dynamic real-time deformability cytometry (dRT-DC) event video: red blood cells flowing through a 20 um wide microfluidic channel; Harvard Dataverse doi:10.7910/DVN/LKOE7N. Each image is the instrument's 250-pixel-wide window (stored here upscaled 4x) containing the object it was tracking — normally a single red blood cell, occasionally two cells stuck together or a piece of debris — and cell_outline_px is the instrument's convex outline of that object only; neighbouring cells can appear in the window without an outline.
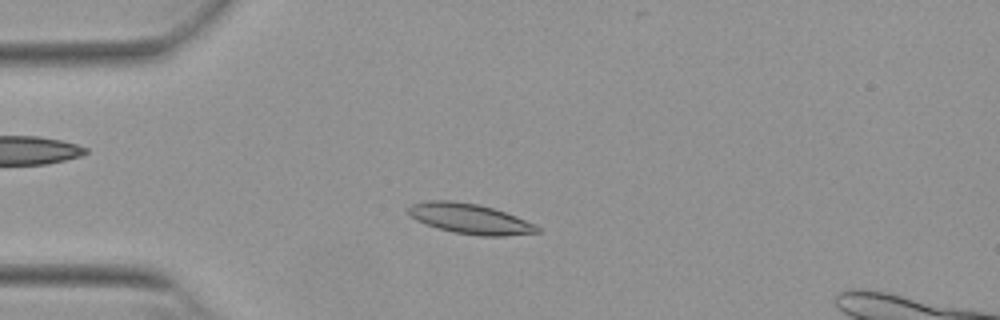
{"species": "Egyptian fruit bat (a non-hibernating species)", "species_latin": "Rousettus aegyptiacus", "temperature_condition": "warm", "stored_images_in_passage": 53, "camera_frame_rate_fps": 3000, "um_per_image_px": 0.085, "animal": {"sex": "female"}, "frame": {"image": 1, "passage_image": 13, "time_ms": 4.0, "image_size_px": [1000, 320], "cell_outline_px": [[540, 232], [504, 236], [480, 236], [452, 232], [436, 228], [416, 220], [408, 212], [408, 208], [412, 204], [428, 200], [452, 200], [476, 204], [492, 208], [504, 212], [536, 224], [540, 228]], "centroid_in_image_um": [39.94, 18.6], "position_along_channel_um": 45.1, "area_um2": 22.6}}
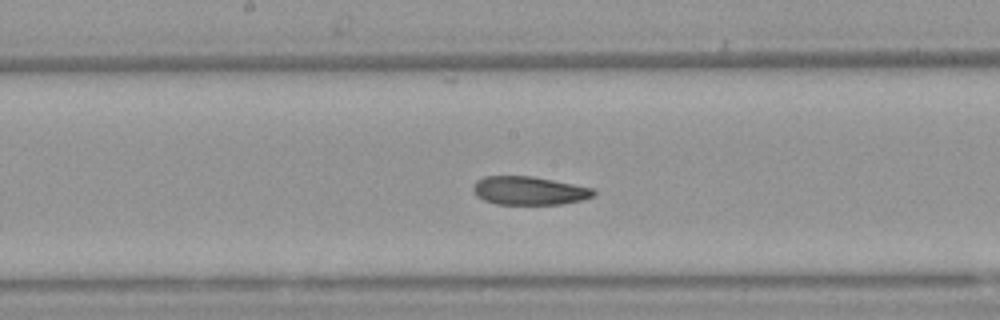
{"frame": {"image": 2, "passage_image": 27, "time_ms": 8.667, "image_size_px": [1000, 320], "cell_outline_px": [[596, 192], [592, 196], [580, 200], [564, 204], [496, 204], [484, 200], [476, 196], [472, 192], [472, 184], [476, 180], [484, 176], [532, 176], [592, 188]], "centroid_in_image_um": [44.89, 16.2], "position_along_channel_um": 203.3, "area_um2": 19.94}}
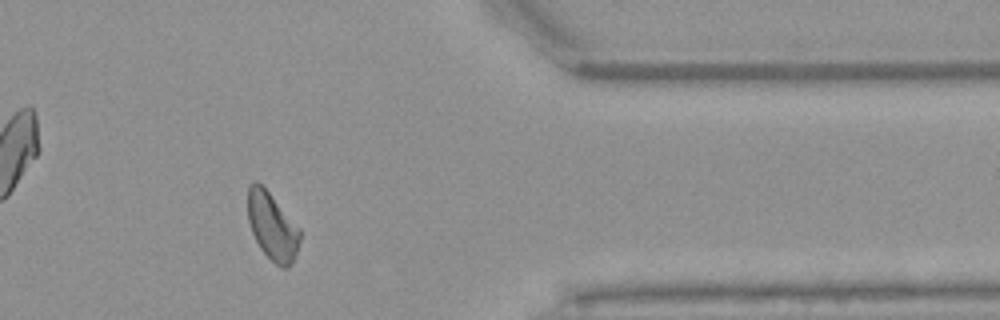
{"frame": {"image": 3, "passage_image": 43, "time_ms": 14.0, "image_size_px": [1000, 320], "cell_outline_px": [[300, 240], [292, 264], [288, 268], [284, 268], [276, 264], [260, 248], [252, 232], [248, 220], [248, 188], [256, 180], [268, 192], [300, 228]], "centroid_in_image_um": [23.15, 19.26], "position_along_channel_um": 388.3, "area_um2": 20.06}, "authors_computed_cell_mechanics": {"area_um2": 20.9814, "velocity_mm_per_s": 3.8364, "shape_relaxation_time_tau1_ms": 4.7352, "shape_relaxation_time_tau2_ms": 4.8555, "deformation_change_tau1": 0.1711, "deformation_change_tau2": 0.1259}}